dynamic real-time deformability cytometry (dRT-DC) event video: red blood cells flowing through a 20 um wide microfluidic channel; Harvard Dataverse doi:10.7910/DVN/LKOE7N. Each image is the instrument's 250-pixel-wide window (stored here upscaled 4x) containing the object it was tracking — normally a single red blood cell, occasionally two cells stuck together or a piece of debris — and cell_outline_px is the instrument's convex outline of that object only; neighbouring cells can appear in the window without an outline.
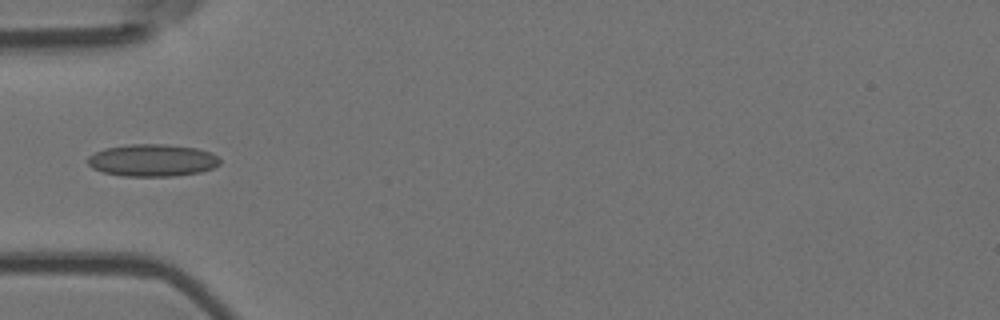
{"species": "Egyptian fruit bat (a non-hibernating species)", "species_latin": "Rousettus aegyptiacus", "temperature_condition": "room temperature", "stored_images_in_passage": 4, "camera_frame_rate_fps": 3000, "um_per_image_px": 0.085, "animal": {"sex": "female"}, "frame": {"image": 1, "passage_image": 4, "time_ms": 1.0, "image_size_px": [1000, 320], "cell_outline_px": [[220, 164], [212, 168], [200, 172], [176, 176], [124, 176], [104, 172], [92, 168], [88, 164], [88, 156], [104, 148], [128, 144], [164, 144], [196, 148], [212, 152], [220, 160]], "centroid_in_image_um": [12.95, 13.62], "position_along_channel_um": 72.0, "area_um2": 24.85}}